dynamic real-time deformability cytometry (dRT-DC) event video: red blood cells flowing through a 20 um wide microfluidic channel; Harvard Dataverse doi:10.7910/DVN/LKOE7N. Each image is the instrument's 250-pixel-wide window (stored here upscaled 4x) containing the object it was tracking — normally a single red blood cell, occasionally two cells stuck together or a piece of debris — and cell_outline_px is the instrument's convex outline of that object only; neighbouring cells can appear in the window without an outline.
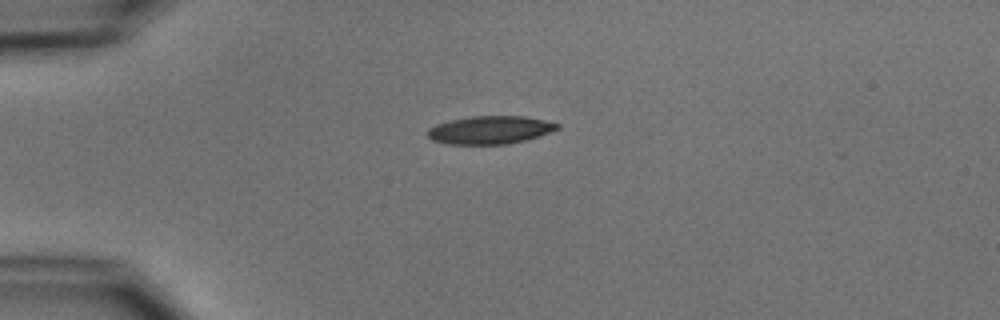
{"species": "common noctule bat (a hibernating species)", "species_latin": "Nyctalus noctula", "temperature_condition": "cold", "stored_images_in_passage": 3, "camera_frame_rate_fps": 3000, "um_per_image_px": 0.085, "animal": {"sex": "male", "body_mass_g": 15.6}, "frame": {"image": 1, "passage_image": 1, "time_ms": 0.0, "image_size_px": [1000, 320], "cell_outline_px": [[560, 128], [524, 140], [508, 144], [448, 144], [432, 140], [428, 136], [428, 128], [436, 124], [452, 120], [472, 116], [524, 116], [544, 120], [560, 124]], "centroid_in_image_um": [41.63, 11.04], "position_along_channel_um": 43.4, "area_um2": 20.92}}